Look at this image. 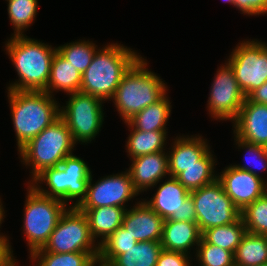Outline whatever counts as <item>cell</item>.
Returning a JSON list of instances; mask_svg holds the SVG:
<instances>
[{
  "instance_id": "obj_1",
  "label": "cell",
  "mask_w": 267,
  "mask_h": 266,
  "mask_svg": "<svg viewBox=\"0 0 267 266\" xmlns=\"http://www.w3.org/2000/svg\"><path fill=\"white\" fill-rule=\"evenodd\" d=\"M6 54L18 75L7 90L44 91L47 87L56 46L26 35L10 37L5 43Z\"/></svg>"
},
{
  "instance_id": "obj_2",
  "label": "cell",
  "mask_w": 267,
  "mask_h": 266,
  "mask_svg": "<svg viewBox=\"0 0 267 266\" xmlns=\"http://www.w3.org/2000/svg\"><path fill=\"white\" fill-rule=\"evenodd\" d=\"M140 57L138 52L123 44L109 43L99 47L82 73L80 92L111 101L123 75Z\"/></svg>"
},
{
  "instance_id": "obj_3",
  "label": "cell",
  "mask_w": 267,
  "mask_h": 266,
  "mask_svg": "<svg viewBox=\"0 0 267 266\" xmlns=\"http://www.w3.org/2000/svg\"><path fill=\"white\" fill-rule=\"evenodd\" d=\"M7 91L19 151L60 117V103L45 91Z\"/></svg>"
},
{
  "instance_id": "obj_4",
  "label": "cell",
  "mask_w": 267,
  "mask_h": 266,
  "mask_svg": "<svg viewBox=\"0 0 267 266\" xmlns=\"http://www.w3.org/2000/svg\"><path fill=\"white\" fill-rule=\"evenodd\" d=\"M147 65V60L141 56L123 75L111 99L124 122L168 92L164 80L149 70Z\"/></svg>"
},
{
  "instance_id": "obj_5",
  "label": "cell",
  "mask_w": 267,
  "mask_h": 266,
  "mask_svg": "<svg viewBox=\"0 0 267 266\" xmlns=\"http://www.w3.org/2000/svg\"><path fill=\"white\" fill-rule=\"evenodd\" d=\"M91 173L83 158L73 153L66 156L59 166L45 169L28 183L43 195L59 199L66 205L70 203V207H77L86 197ZM43 183L46 189L42 187ZM68 201H73V204Z\"/></svg>"
},
{
  "instance_id": "obj_6",
  "label": "cell",
  "mask_w": 267,
  "mask_h": 266,
  "mask_svg": "<svg viewBox=\"0 0 267 266\" xmlns=\"http://www.w3.org/2000/svg\"><path fill=\"white\" fill-rule=\"evenodd\" d=\"M77 145L67 124L59 117L18 152L21 163L31 167L32 180L47 168L59 166Z\"/></svg>"
},
{
  "instance_id": "obj_7",
  "label": "cell",
  "mask_w": 267,
  "mask_h": 266,
  "mask_svg": "<svg viewBox=\"0 0 267 266\" xmlns=\"http://www.w3.org/2000/svg\"><path fill=\"white\" fill-rule=\"evenodd\" d=\"M27 185L23 227L21 228H23L31 256L47 244L57 222L69 205L59 199L39 193L30 183Z\"/></svg>"
},
{
  "instance_id": "obj_8",
  "label": "cell",
  "mask_w": 267,
  "mask_h": 266,
  "mask_svg": "<svg viewBox=\"0 0 267 266\" xmlns=\"http://www.w3.org/2000/svg\"><path fill=\"white\" fill-rule=\"evenodd\" d=\"M66 106H60V118L67 124L76 144L91 143L101 131L104 114L99 97L83 92L68 94Z\"/></svg>"
},
{
  "instance_id": "obj_9",
  "label": "cell",
  "mask_w": 267,
  "mask_h": 266,
  "mask_svg": "<svg viewBox=\"0 0 267 266\" xmlns=\"http://www.w3.org/2000/svg\"><path fill=\"white\" fill-rule=\"evenodd\" d=\"M35 252L99 253V245L90 235L86 215L77 207H68L61 215L47 244Z\"/></svg>"
},
{
  "instance_id": "obj_10",
  "label": "cell",
  "mask_w": 267,
  "mask_h": 266,
  "mask_svg": "<svg viewBox=\"0 0 267 266\" xmlns=\"http://www.w3.org/2000/svg\"><path fill=\"white\" fill-rule=\"evenodd\" d=\"M190 195L201 234L209 228L234 223L241 217V211L225 193L218 179L191 191Z\"/></svg>"
},
{
  "instance_id": "obj_11",
  "label": "cell",
  "mask_w": 267,
  "mask_h": 266,
  "mask_svg": "<svg viewBox=\"0 0 267 266\" xmlns=\"http://www.w3.org/2000/svg\"><path fill=\"white\" fill-rule=\"evenodd\" d=\"M226 62L246 97L267 81V43L261 40L238 42Z\"/></svg>"
},
{
  "instance_id": "obj_12",
  "label": "cell",
  "mask_w": 267,
  "mask_h": 266,
  "mask_svg": "<svg viewBox=\"0 0 267 266\" xmlns=\"http://www.w3.org/2000/svg\"><path fill=\"white\" fill-rule=\"evenodd\" d=\"M207 101L210 117L233 122L246 99L235 78L233 69L225 61L218 67Z\"/></svg>"
},
{
  "instance_id": "obj_13",
  "label": "cell",
  "mask_w": 267,
  "mask_h": 266,
  "mask_svg": "<svg viewBox=\"0 0 267 266\" xmlns=\"http://www.w3.org/2000/svg\"><path fill=\"white\" fill-rule=\"evenodd\" d=\"M93 175L88 181L86 197L77 208H98L117 206L126 208L128 201L137 197L139 193L135 190L130 174L127 170L104 176L93 182Z\"/></svg>"
},
{
  "instance_id": "obj_14",
  "label": "cell",
  "mask_w": 267,
  "mask_h": 266,
  "mask_svg": "<svg viewBox=\"0 0 267 266\" xmlns=\"http://www.w3.org/2000/svg\"><path fill=\"white\" fill-rule=\"evenodd\" d=\"M172 140L171 146L167 148L170 177L176 178L183 172V168L193 165H217L209 142L202 135H180Z\"/></svg>"
},
{
  "instance_id": "obj_15",
  "label": "cell",
  "mask_w": 267,
  "mask_h": 266,
  "mask_svg": "<svg viewBox=\"0 0 267 266\" xmlns=\"http://www.w3.org/2000/svg\"><path fill=\"white\" fill-rule=\"evenodd\" d=\"M217 179L221 182L225 193L241 212L267 192V182L232 164L225 167L220 173L218 172Z\"/></svg>"
},
{
  "instance_id": "obj_16",
  "label": "cell",
  "mask_w": 267,
  "mask_h": 266,
  "mask_svg": "<svg viewBox=\"0 0 267 266\" xmlns=\"http://www.w3.org/2000/svg\"><path fill=\"white\" fill-rule=\"evenodd\" d=\"M232 124L237 138L267 148V105L251 102L246 97Z\"/></svg>"
},
{
  "instance_id": "obj_17",
  "label": "cell",
  "mask_w": 267,
  "mask_h": 266,
  "mask_svg": "<svg viewBox=\"0 0 267 266\" xmlns=\"http://www.w3.org/2000/svg\"><path fill=\"white\" fill-rule=\"evenodd\" d=\"M131 165L127 171L130 174L135 190L141 194L158 182L169 176L167 151L150 153L130 159Z\"/></svg>"
},
{
  "instance_id": "obj_18",
  "label": "cell",
  "mask_w": 267,
  "mask_h": 266,
  "mask_svg": "<svg viewBox=\"0 0 267 266\" xmlns=\"http://www.w3.org/2000/svg\"><path fill=\"white\" fill-rule=\"evenodd\" d=\"M164 219L144 201H137L124 214L122 226L137 241H156L162 238Z\"/></svg>"
},
{
  "instance_id": "obj_19",
  "label": "cell",
  "mask_w": 267,
  "mask_h": 266,
  "mask_svg": "<svg viewBox=\"0 0 267 266\" xmlns=\"http://www.w3.org/2000/svg\"><path fill=\"white\" fill-rule=\"evenodd\" d=\"M163 182V183H161ZM156 193L149 200L142 199L164 221H179V209L190 192L174 177L159 181Z\"/></svg>"
},
{
  "instance_id": "obj_20",
  "label": "cell",
  "mask_w": 267,
  "mask_h": 266,
  "mask_svg": "<svg viewBox=\"0 0 267 266\" xmlns=\"http://www.w3.org/2000/svg\"><path fill=\"white\" fill-rule=\"evenodd\" d=\"M201 237L196 222L164 221L160 242L164 250L191 255V250L197 249Z\"/></svg>"
},
{
  "instance_id": "obj_21",
  "label": "cell",
  "mask_w": 267,
  "mask_h": 266,
  "mask_svg": "<svg viewBox=\"0 0 267 266\" xmlns=\"http://www.w3.org/2000/svg\"><path fill=\"white\" fill-rule=\"evenodd\" d=\"M78 209L86 215L90 235L95 242L97 240V245H100L122 226L124 214L127 210V208L117 206Z\"/></svg>"
},
{
  "instance_id": "obj_22",
  "label": "cell",
  "mask_w": 267,
  "mask_h": 266,
  "mask_svg": "<svg viewBox=\"0 0 267 266\" xmlns=\"http://www.w3.org/2000/svg\"><path fill=\"white\" fill-rule=\"evenodd\" d=\"M81 83L82 74L56 51L51 64L48 84L44 91L51 96H54V91H64L68 95L79 92Z\"/></svg>"
},
{
  "instance_id": "obj_23",
  "label": "cell",
  "mask_w": 267,
  "mask_h": 266,
  "mask_svg": "<svg viewBox=\"0 0 267 266\" xmlns=\"http://www.w3.org/2000/svg\"><path fill=\"white\" fill-rule=\"evenodd\" d=\"M167 94L156 103L142 109L127 122L134 129L140 131H167L166 126L172 111V102H170Z\"/></svg>"
},
{
  "instance_id": "obj_24",
  "label": "cell",
  "mask_w": 267,
  "mask_h": 266,
  "mask_svg": "<svg viewBox=\"0 0 267 266\" xmlns=\"http://www.w3.org/2000/svg\"><path fill=\"white\" fill-rule=\"evenodd\" d=\"M128 126L130 134L126 141V152L130 159L141 155H147L155 152L167 151L166 145L168 139V131H140L134 129L128 122H124Z\"/></svg>"
},
{
  "instance_id": "obj_25",
  "label": "cell",
  "mask_w": 267,
  "mask_h": 266,
  "mask_svg": "<svg viewBox=\"0 0 267 266\" xmlns=\"http://www.w3.org/2000/svg\"><path fill=\"white\" fill-rule=\"evenodd\" d=\"M267 264V235L245 232L234 252L235 266Z\"/></svg>"
},
{
  "instance_id": "obj_26",
  "label": "cell",
  "mask_w": 267,
  "mask_h": 266,
  "mask_svg": "<svg viewBox=\"0 0 267 266\" xmlns=\"http://www.w3.org/2000/svg\"><path fill=\"white\" fill-rule=\"evenodd\" d=\"M162 250L161 242H138L118 255L108 266H156Z\"/></svg>"
},
{
  "instance_id": "obj_27",
  "label": "cell",
  "mask_w": 267,
  "mask_h": 266,
  "mask_svg": "<svg viewBox=\"0 0 267 266\" xmlns=\"http://www.w3.org/2000/svg\"><path fill=\"white\" fill-rule=\"evenodd\" d=\"M245 232V224L242 217H240L234 223L205 230L202 233V238L207 243L226 249L234 254Z\"/></svg>"
},
{
  "instance_id": "obj_28",
  "label": "cell",
  "mask_w": 267,
  "mask_h": 266,
  "mask_svg": "<svg viewBox=\"0 0 267 266\" xmlns=\"http://www.w3.org/2000/svg\"><path fill=\"white\" fill-rule=\"evenodd\" d=\"M7 12L10 24L13 26V34L10 37L24 36L35 21L38 8V0H6Z\"/></svg>"
},
{
  "instance_id": "obj_29",
  "label": "cell",
  "mask_w": 267,
  "mask_h": 266,
  "mask_svg": "<svg viewBox=\"0 0 267 266\" xmlns=\"http://www.w3.org/2000/svg\"><path fill=\"white\" fill-rule=\"evenodd\" d=\"M99 253L34 252L29 258L34 266H89Z\"/></svg>"
},
{
  "instance_id": "obj_30",
  "label": "cell",
  "mask_w": 267,
  "mask_h": 266,
  "mask_svg": "<svg viewBox=\"0 0 267 266\" xmlns=\"http://www.w3.org/2000/svg\"><path fill=\"white\" fill-rule=\"evenodd\" d=\"M57 52L70 64H72L80 74H82L91 64L93 56L99 49L93 41L78 40L76 42L65 43L57 46Z\"/></svg>"
},
{
  "instance_id": "obj_31",
  "label": "cell",
  "mask_w": 267,
  "mask_h": 266,
  "mask_svg": "<svg viewBox=\"0 0 267 266\" xmlns=\"http://www.w3.org/2000/svg\"><path fill=\"white\" fill-rule=\"evenodd\" d=\"M138 242L121 226L99 245L98 258L108 266L118 255L134 247Z\"/></svg>"
},
{
  "instance_id": "obj_32",
  "label": "cell",
  "mask_w": 267,
  "mask_h": 266,
  "mask_svg": "<svg viewBox=\"0 0 267 266\" xmlns=\"http://www.w3.org/2000/svg\"><path fill=\"white\" fill-rule=\"evenodd\" d=\"M234 142L235 145H237L236 147H238V149H245L244 159L247 163L244 162V165L235 163L233 164V166L240 170L248 171L257 177L262 178L266 182L267 180L263 178V175H260L259 173L260 171H267V148L264 146L245 142L244 140L237 138L235 135Z\"/></svg>"
},
{
  "instance_id": "obj_33",
  "label": "cell",
  "mask_w": 267,
  "mask_h": 266,
  "mask_svg": "<svg viewBox=\"0 0 267 266\" xmlns=\"http://www.w3.org/2000/svg\"><path fill=\"white\" fill-rule=\"evenodd\" d=\"M241 217L247 232L267 235V192L242 212Z\"/></svg>"
},
{
  "instance_id": "obj_34",
  "label": "cell",
  "mask_w": 267,
  "mask_h": 266,
  "mask_svg": "<svg viewBox=\"0 0 267 266\" xmlns=\"http://www.w3.org/2000/svg\"><path fill=\"white\" fill-rule=\"evenodd\" d=\"M216 165H193L183 168L176 179L189 191L197 190L214 182L217 177ZM216 172V173H215Z\"/></svg>"
},
{
  "instance_id": "obj_35",
  "label": "cell",
  "mask_w": 267,
  "mask_h": 266,
  "mask_svg": "<svg viewBox=\"0 0 267 266\" xmlns=\"http://www.w3.org/2000/svg\"><path fill=\"white\" fill-rule=\"evenodd\" d=\"M195 252L199 266H235L232 252L207 243L202 237Z\"/></svg>"
},
{
  "instance_id": "obj_36",
  "label": "cell",
  "mask_w": 267,
  "mask_h": 266,
  "mask_svg": "<svg viewBox=\"0 0 267 266\" xmlns=\"http://www.w3.org/2000/svg\"><path fill=\"white\" fill-rule=\"evenodd\" d=\"M191 258V255L182 252L163 249L159 254L156 266H193Z\"/></svg>"
},
{
  "instance_id": "obj_37",
  "label": "cell",
  "mask_w": 267,
  "mask_h": 266,
  "mask_svg": "<svg viewBox=\"0 0 267 266\" xmlns=\"http://www.w3.org/2000/svg\"><path fill=\"white\" fill-rule=\"evenodd\" d=\"M234 6L247 16L267 13V0H234Z\"/></svg>"
},
{
  "instance_id": "obj_38",
  "label": "cell",
  "mask_w": 267,
  "mask_h": 266,
  "mask_svg": "<svg viewBox=\"0 0 267 266\" xmlns=\"http://www.w3.org/2000/svg\"><path fill=\"white\" fill-rule=\"evenodd\" d=\"M179 221L196 222V213L191 195H189L179 209Z\"/></svg>"
},
{
  "instance_id": "obj_39",
  "label": "cell",
  "mask_w": 267,
  "mask_h": 266,
  "mask_svg": "<svg viewBox=\"0 0 267 266\" xmlns=\"http://www.w3.org/2000/svg\"><path fill=\"white\" fill-rule=\"evenodd\" d=\"M9 237H0V266H8L14 258Z\"/></svg>"
},
{
  "instance_id": "obj_40",
  "label": "cell",
  "mask_w": 267,
  "mask_h": 266,
  "mask_svg": "<svg viewBox=\"0 0 267 266\" xmlns=\"http://www.w3.org/2000/svg\"><path fill=\"white\" fill-rule=\"evenodd\" d=\"M247 98L254 103L264 104L267 105V81L260 86L253 90Z\"/></svg>"
},
{
  "instance_id": "obj_41",
  "label": "cell",
  "mask_w": 267,
  "mask_h": 266,
  "mask_svg": "<svg viewBox=\"0 0 267 266\" xmlns=\"http://www.w3.org/2000/svg\"><path fill=\"white\" fill-rule=\"evenodd\" d=\"M5 210H4V207H3V203H2V200L0 198V228H1V224L4 222L3 219L5 217ZM0 237H8L6 235H4L3 233H0Z\"/></svg>"
},
{
  "instance_id": "obj_42",
  "label": "cell",
  "mask_w": 267,
  "mask_h": 266,
  "mask_svg": "<svg viewBox=\"0 0 267 266\" xmlns=\"http://www.w3.org/2000/svg\"><path fill=\"white\" fill-rule=\"evenodd\" d=\"M89 266H104L99 258H96Z\"/></svg>"
},
{
  "instance_id": "obj_43",
  "label": "cell",
  "mask_w": 267,
  "mask_h": 266,
  "mask_svg": "<svg viewBox=\"0 0 267 266\" xmlns=\"http://www.w3.org/2000/svg\"><path fill=\"white\" fill-rule=\"evenodd\" d=\"M18 259H15V257L9 262V265L8 266H19L18 265V262L16 261ZM34 266V265H32Z\"/></svg>"
},
{
  "instance_id": "obj_44",
  "label": "cell",
  "mask_w": 267,
  "mask_h": 266,
  "mask_svg": "<svg viewBox=\"0 0 267 266\" xmlns=\"http://www.w3.org/2000/svg\"><path fill=\"white\" fill-rule=\"evenodd\" d=\"M222 1H224L225 3L226 2L229 3L230 5H233L234 7V0H222Z\"/></svg>"
}]
</instances>
